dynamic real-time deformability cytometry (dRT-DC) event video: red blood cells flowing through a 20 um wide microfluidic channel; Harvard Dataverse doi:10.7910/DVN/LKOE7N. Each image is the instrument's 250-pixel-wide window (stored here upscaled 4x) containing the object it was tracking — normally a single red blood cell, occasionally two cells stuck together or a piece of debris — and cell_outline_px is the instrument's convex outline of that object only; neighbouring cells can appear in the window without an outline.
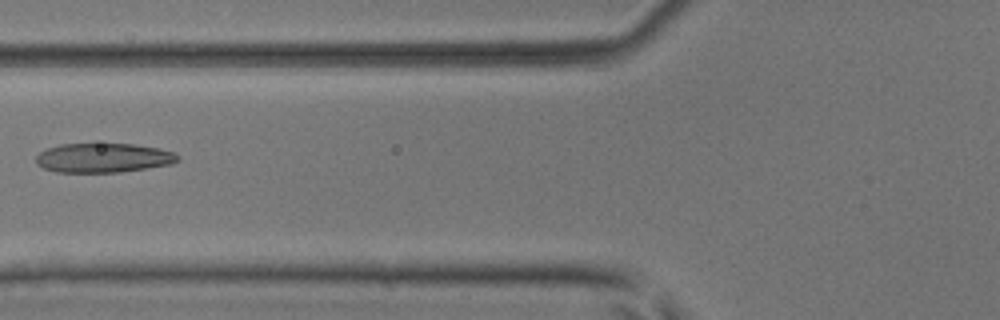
{"species": "common noctule bat (a hibernating species)", "species_latin": "Nyctalus noctula", "temperature_condition": "room temperature", "stored_images_in_passage": 5, "camera_frame_rate_fps": 3000, "um_per_image_px": 0.085, "animal": {"sex": "male", "body_mass_g": 17.9, "forearm_length_mm": 54.2}, "frame": {"image": 1, "passage_image": 5, "time_ms": 1.333, "image_size_px": [1000, 320], "cell_outline_px": [[180, 160], [172, 164], [120, 172], [56, 172], [44, 168], [36, 164], [36, 156], [40, 152], [48, 148], [60, 144], [132, 144], [160, 148], [176, 152], [180, 156]], "centroid_in_image_um": [8.82, 13.41], "position_along_channel_um": 117.0, "area_um2": 24.33}}